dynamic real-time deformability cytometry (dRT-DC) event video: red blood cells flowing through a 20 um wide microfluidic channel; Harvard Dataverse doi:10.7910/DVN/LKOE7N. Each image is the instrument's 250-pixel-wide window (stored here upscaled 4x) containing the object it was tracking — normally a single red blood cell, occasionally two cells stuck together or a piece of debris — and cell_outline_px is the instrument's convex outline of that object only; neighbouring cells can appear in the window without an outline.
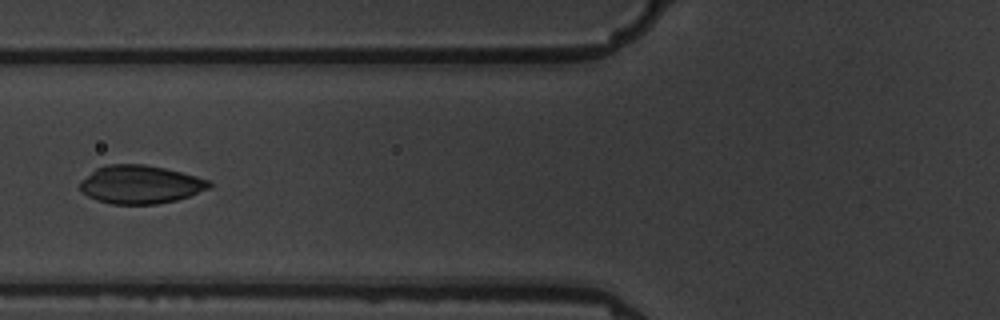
{"species": "common noctule bat (a hibernating species)", "species_latin": "Nyctalus noctula", "temperature_condition": "warm", "stored_images_in_passage": 9, "camera_frame_rate_fps": 3000, "um_per_image_px": 0.085, "animal": {"sex": "male", "body_mass_g": 19.5, "forearm_length_mm": 54.6}, "frame": {"image": 1, "passage_image": 7, "time_ms": 7.0, "image_size_px": [1000, 320], "cell_outline_px": [[212, 188], [176, 200], [156, 204], [112, 204], [96, 200], [88, 196], [80, 188], [80, 180], [96, 168], [108, 164], [144, 164], [164, 168], [196, 176], [208, 180], [212, 184]], "centroid_in_image_um": [11.92, 15.68], "position_along_channel_um": 113.9, "area_um2": 28.78}}
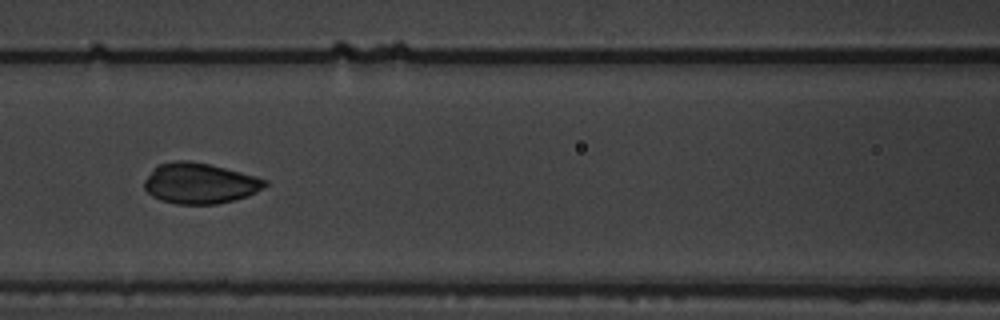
{"frame": {"image": 2, "passage_image": 8, "time_ms": 8.0, "image_size_px": [1000, 320], "cell_outline_px": [[268, 184], [256, 192], [248, 196], [216, 204], [176, 204], [160, 200], [152, 196], [144, 188], [144, 180], [156, 164], [176, 160], [192, 160], [256, 176], [268, 180]], "centroid_in_image_um": [16.95, 15.57], "position_along_channel_um": 149.6, "area_um2": 28.67}}
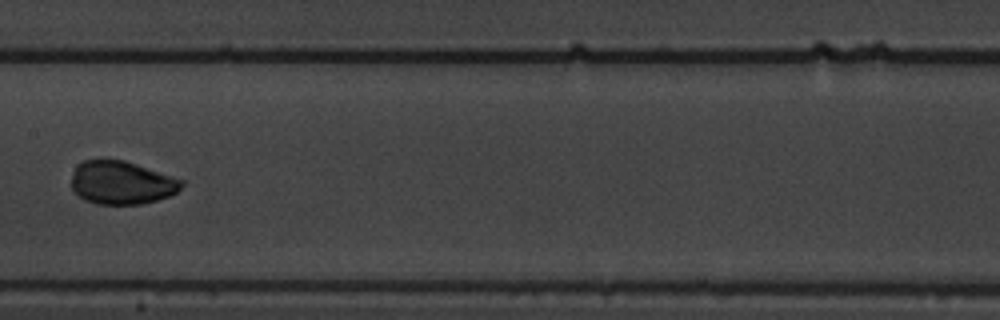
{"frame": {"image": 3, "passage_image": 9, "time_ms": 9.333, "image_size_px": [1000, 320], "cell_outline_px": [[184, 184], [176, 192], [168, 196], [156, 200], [140, 204], [96, 204], [84, 200], [72, 188], [72, 176], [76, 164], [84, 160], [124, 160], [184, 180]], "centroid_in_image_um": [10.32, 15.53], "position_along_channel_um": 197.1, "area_um2": 27.57}}